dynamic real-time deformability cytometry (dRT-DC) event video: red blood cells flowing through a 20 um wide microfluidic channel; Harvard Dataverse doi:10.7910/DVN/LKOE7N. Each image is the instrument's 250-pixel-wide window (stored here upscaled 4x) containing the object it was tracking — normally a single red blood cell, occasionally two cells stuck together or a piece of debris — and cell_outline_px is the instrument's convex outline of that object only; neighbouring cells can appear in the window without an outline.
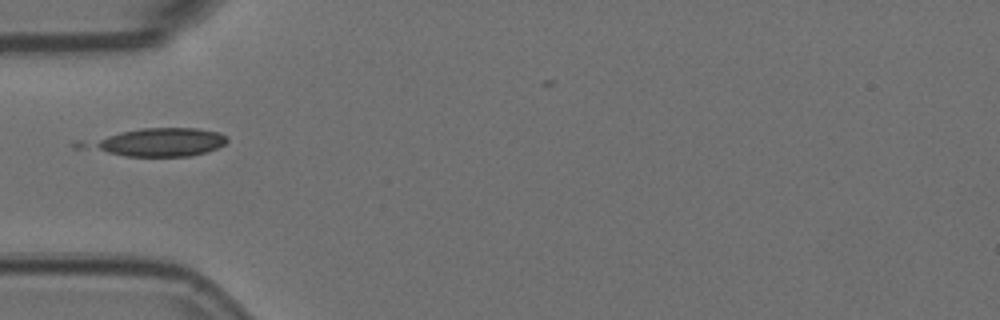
{"species": "Egyptian fruit bat (a non-hibernating species)", "species_latin": "Rousettus aegyptiacus", "temperature_condition": "room temperature", "stored_images_in_passage": 4, "camera_frame_rate_fps": 3000, "um_per_image_px": 0.085, "animal": {"sex": "female"}, "frame": {"image": 1, "passage_image": 1, "time_ms": 0.0, "image_size_px": [1000, 320], "cell_outline_px": [[228, 140], [224, 144], [216, 148], [204, 152], [188, 156], [128, 156], [72, 148], [68, 144], [72, 140], [140, 128], [196, 128], [220, 132], [228, 136]], "centroid_in_image_um": [13.05, 12.08], "position_along_channel_um": 71.9, "area_um2": 24.68}}
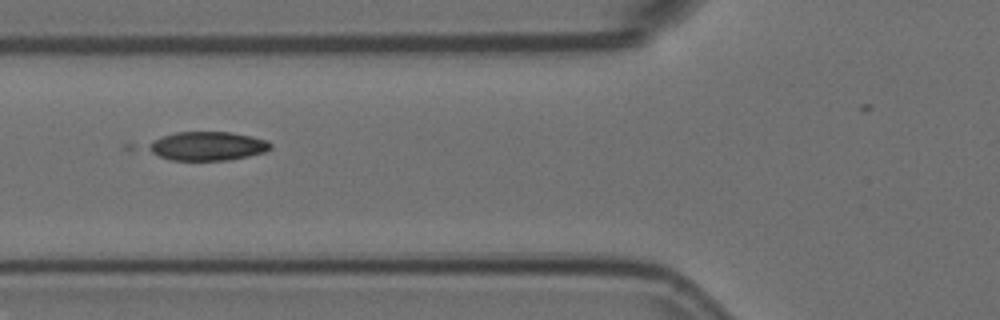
{"frame": {"image": 2, "passage_image": 2, "time_ms": 0.333, "image_size_px": [1000, 320], "cell_outline_px": [[272, 148], [264, 152], [248, 156], [228, 160], [172, 160], [160, 156], [144, 148], [144, 144], [152, 140], [176, 132], [228, 132], [252, 136], [268, 140], [272, 144]], "centroid_in_image_um": [17.61, 12.41], "position_along_channel_um": 108.2, "area_um2": 20.63}}
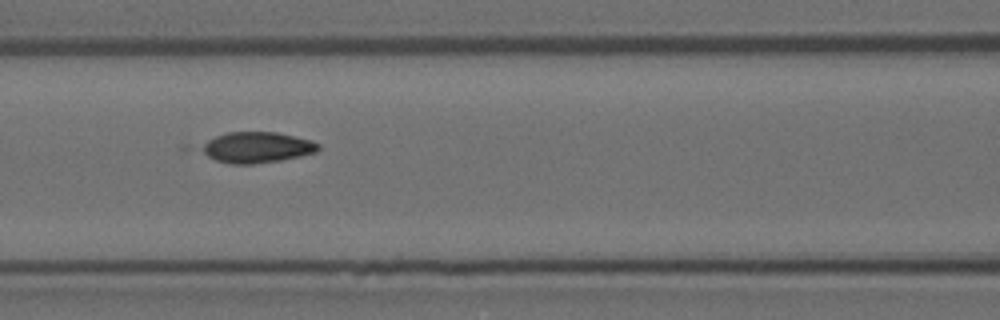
{"frame": {"image": 3, "passage_image": 3, "time_ms": 0.667, "image_size_px": [1000, 320], "cell_outline_px": [[320, 148], [316, 152], [300, 156], [280, 160], [252, 164], [232, 164], [216, 160], [208, 156], [196, 148], [200, 144], [216, 136], [228, 132], [276, 132], [312, 140], [320, 144]], "centroid_in_image_um": [21.8, 12.52], "position_along_channel_um": 144.8, "area_um2": 21.1}}